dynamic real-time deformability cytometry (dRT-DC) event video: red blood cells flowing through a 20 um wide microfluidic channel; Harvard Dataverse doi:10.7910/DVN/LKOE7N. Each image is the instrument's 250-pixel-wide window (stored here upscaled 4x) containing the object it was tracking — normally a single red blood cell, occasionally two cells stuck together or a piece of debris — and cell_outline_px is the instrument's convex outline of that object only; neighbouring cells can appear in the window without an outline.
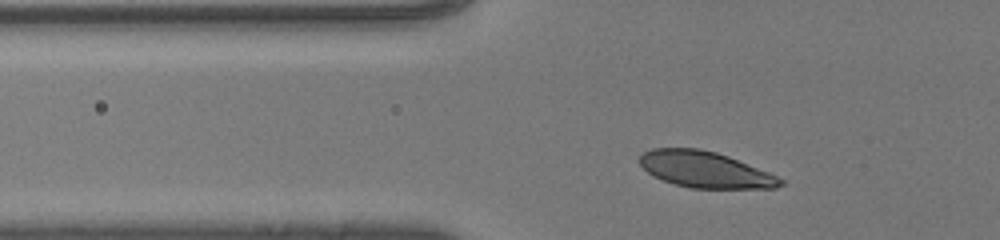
{"species": "human", "species_latin": "Homo sapiens", "temperature_condition": "room temperature", "stored_images_in_passage": 28, "camera_frame_rate_fps": 3000, "um_per_image_px": 0.085, "donor": {"sex": "male"}, "frame": {"image": 1, "passage_image": 2, "time_ms": 0.333, "image_size_px": [1000, 240], "cell_outline_px": [[784, 184], [776, 188], [692, 188], [676, 184], [652, 176], [640, 164], [640, 156], [644, 152], [652, 148], [700, 148], [716, 152], [728, 156], [768, 172], [784, 180]], "centroid_in_image_um": [59.93, 14.41], "position_along_channel_um": 65.9, "area_um2": 29.42}}
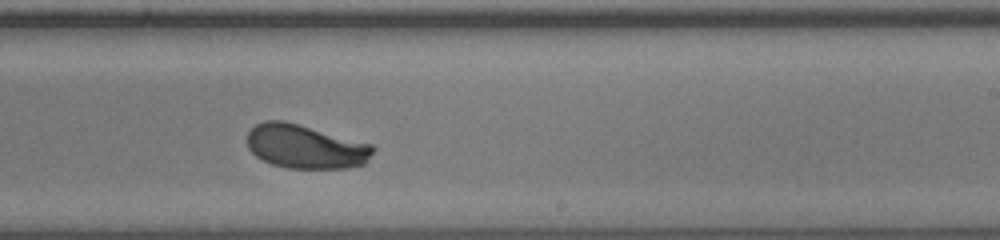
{"frame": {"image": 2, "passage_image": 17, "time_ms": 5.333, "image_size_px": [1000, 240], "cell_outline_px": [[376, 148], [364, 164], [348, 168], [288, 168], [272, 164], [256, 156], [248, 148], [248, 132], [256, 124], [264, 120], [284, 120], [372, 144]], "centroid_in_image_um": [25.96, 12.45], "position_along_channel_um": 263.0, "area_um2": 32.08}}
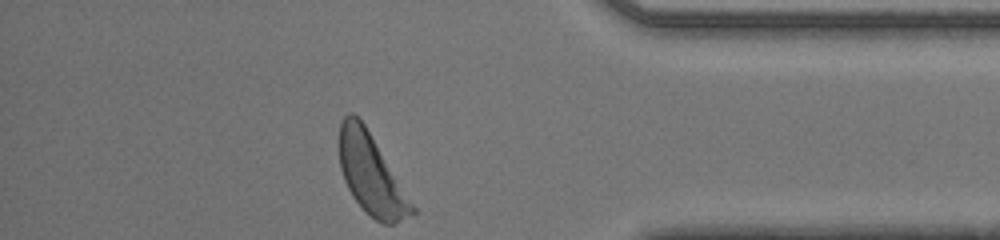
{"frame": {"image": 3, "passage_image": 28, "time_ms": 9.0, "image_size_px": [1000, 240], "cell_outline_px": [[416, 212], [392, 224], [384, 224], [376, 220], [364, 212], [352, 196], [344, 180], [340, 168], [340, 120], [348, 112], [352, 112], [364, 124], [416, 208]], "centroid_in_image_um": [31.53, 14.84], "position_along_channel_um": 403.7, "area_um2": 33.35}, "authors_computed_cell_mechanics": {"area_um2": 32.4258, "velocity_mm_per_s": 4.2527, "shape_relaxation_time_tau1_ms": 2.0336, "shape_relaxation_time_tau2_ms": null, "deformation_change_tau1": 0.1353, "deformation_change_tau2": null}}